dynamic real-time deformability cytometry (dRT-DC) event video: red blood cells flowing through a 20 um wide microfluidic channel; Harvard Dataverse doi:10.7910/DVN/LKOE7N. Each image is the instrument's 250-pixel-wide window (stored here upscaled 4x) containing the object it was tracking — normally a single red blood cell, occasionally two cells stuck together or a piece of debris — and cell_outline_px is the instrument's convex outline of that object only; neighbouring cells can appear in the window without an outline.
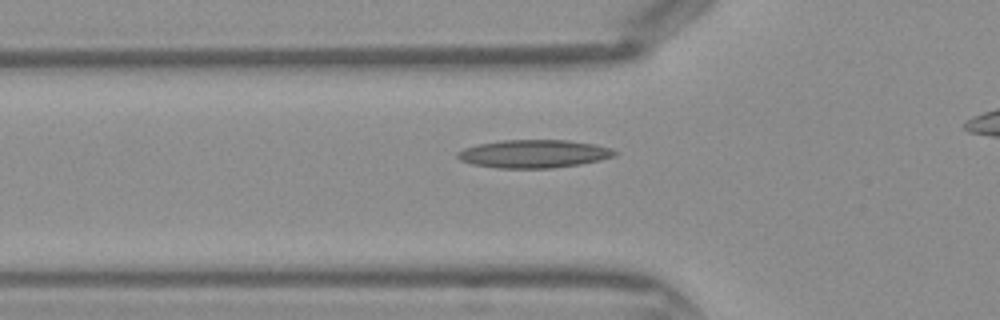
{"species": "Egyptian fruit bat (a non-hibernating species)", "species_latin": "Rousettus aegyptiacus", "temperature_condition": "warm", "stored_images_in_passage": 34, "camera_frame_rate_fps": 3000, "um_per_image_px": 0.085, "frame": {"image": 1, "passage_image": 11, "time_ms": 3.333, "image_size_px": [1000, 320], "cell_outline_px": [[620, 152], [616, 156], [600, 160], [580, 164], [552, 168], [500, 168], [472, 164], [460, 160], [456, 156], [456, 152], [464, 148], [476, 144], [500, 140], [568, 140], [592, 144], [612, 148]], "centroid_in_image_um": [45.38, 13.07], "position_along_channel_um": 80.4, "area_um2": 25.89}}
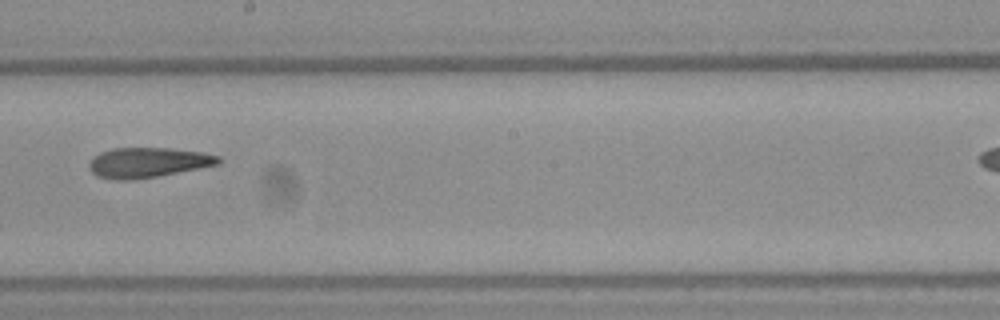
{"frame": {"image": 2, "passage_image": 21, "time_ms": 6.667, "image_size_px": [1000, 320], "cell_outline_px": [[220, 164], [156, 176], [128, 180], [116, 180], [96, 176], [88, 168], [88, 164], [100, 152], [112, 148], [172, 148], [200, 152], [220, 156]], "centroid_in_image_um": [12.55, 13.81], "position_along_channel_um": 235.7, "area_um2": 22.43}}
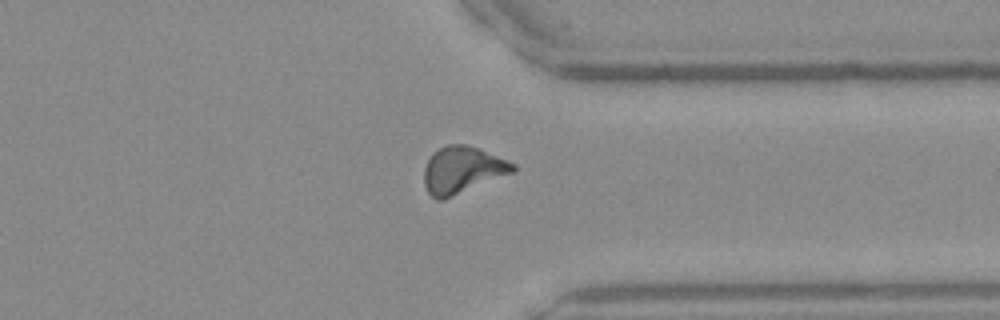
{"frame": {"image": 3, "passage_image": 30, "time_ms": 9.667, "image_size_px": [1000, 320], "cell_outline_px": [[516, 168], [512, 172], [440, 200], [436, 200], [428, 192], [424, 184], [424, 168], [432, 152], [448, 144], [464, 144], [480, 148], [508, 160], [516, 164]], "centroid_in_image_um": [39.27, 14.41], "position_along_channel_um": 372.1, "area_um2": 23.81}}